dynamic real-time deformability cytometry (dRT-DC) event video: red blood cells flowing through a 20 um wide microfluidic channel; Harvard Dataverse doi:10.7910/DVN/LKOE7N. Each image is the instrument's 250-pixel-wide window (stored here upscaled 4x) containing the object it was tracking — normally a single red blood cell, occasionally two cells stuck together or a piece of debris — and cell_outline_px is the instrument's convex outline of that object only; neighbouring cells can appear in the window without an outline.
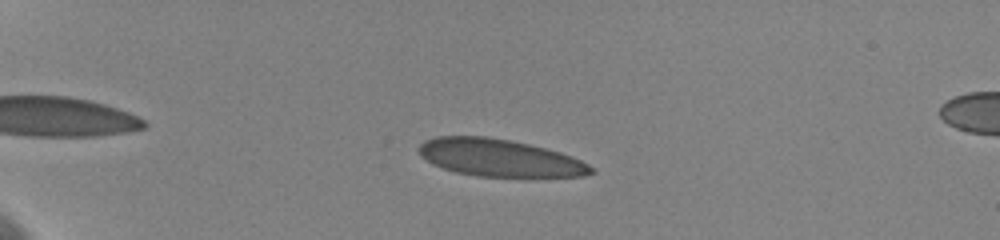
{"species": "human", "species_latin": "Homo sapiens", "temperature_condition": "cold", "stored_images_in_passage": 52, "camera_frame_rate_fps": 3000, "um_per_image_px": 0.085, "donor": {"sex": "female"}, "frame": {"image": 1, "passage_image": 14, "time_ms": 4.667, "image_size_px": [1000, 240], "cell_outline_px": [[596, 172], [584, 176], [476, 176], [456, 172], [432, 164], [420, 156], [416, 148], [424, 140], [436, 136], [488, 136], [512, 140], [560, 152], [580, 160], [588, 164]], "centroid_in_image_um": [42.39, 13.4], "position_along_channel_um": 42.6, "area_um2": 37.4}}
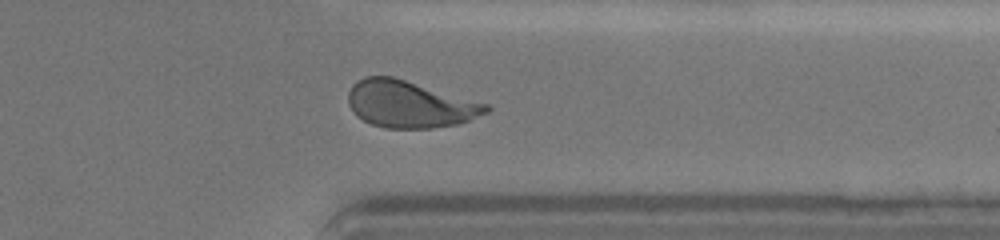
{"frame": {"image": 2, "passage_image": 43, "time_ms": 15.667, "image_size_px": [1000, 240], "cell_outline_px": [[492, 108], [488, 112], [468, 120], [456, 124], [432, 128], [388, 128], [372, 124], [356, 116], [348, 104], [348, 92], [352, 84], [356, 80], [364, 76], [392, 76], [488, 104]], "centroid_in_image_um": [34.79, 8.85], "position_along_channel_um": 376.6, "area_um2": 37.57}}
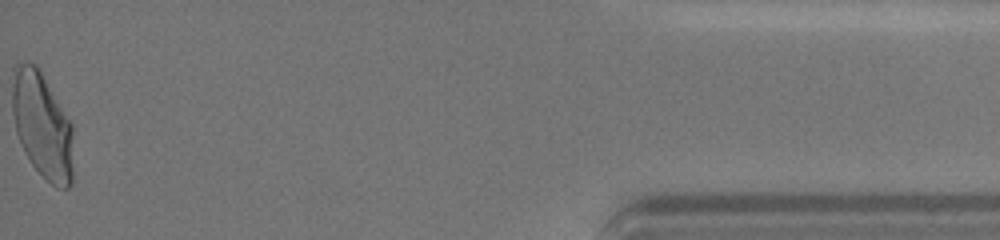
{"frame": {"image": 3, "passage_image": 52, "time_ms": 19.0, "image_size_px": [1000, 240], "cell_outline_px": [[72, 184], [68, 188], [56, 188], [32, 164], [24, 152], [16, 132], [12, 112], [12, 68], [16, 64], [24, 60], [36, 64], [40, 68], [72, 124]], "centroid_in_image_um": [3.57, 10.59], "position_along_channel_um": 431.6, "area_um2": 38.09}, "authors_computed_cell_mechanics": {"area_um2": 37.57, "velocity_mm_per_s": 3.5957, "shape_relaxation_time_tau1_ms": 6.8686, "shape_relaxation_time_tau2_ms": null, "deformation_change_tau1": 0.1929, "deformation_change_tau2": null}}